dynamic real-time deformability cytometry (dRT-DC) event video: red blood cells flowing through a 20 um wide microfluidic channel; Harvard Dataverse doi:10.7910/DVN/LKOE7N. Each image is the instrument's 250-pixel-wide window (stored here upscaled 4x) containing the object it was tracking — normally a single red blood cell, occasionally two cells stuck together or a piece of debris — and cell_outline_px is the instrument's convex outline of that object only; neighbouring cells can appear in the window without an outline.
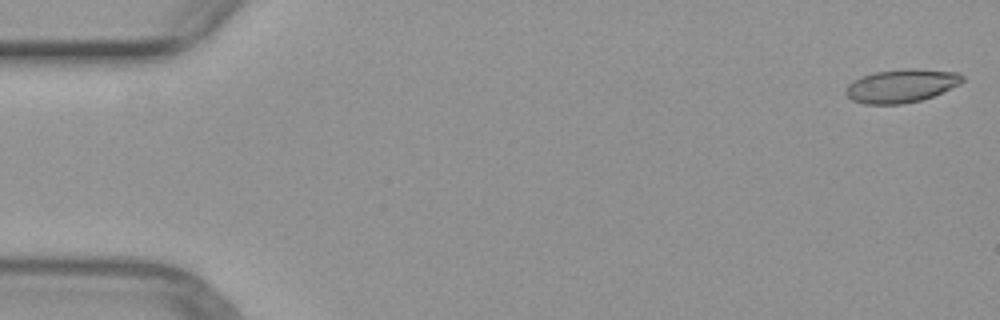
{"species": "common noctule bat (a hibernating species)", "species_latin": "Nyctalus noctula", "temperature_condition": "warm", "stored_images_in_passage": 51, "camera_frame_rate_fps": 3000, "um_per_image_px": 0.085, "animal": {"sex": "female", "body_mass_g": 29.2, "forearm_length_mm": 56.3}, "frame": {"image": 1, "passage_image": 1, "time_ms": 0.0, "image_size_px": [1000, 320], "cell_outline_px": [[964, 80], [960, 84], [932, 96], [920, 100], [900, 104], [864, 104], [852, 100], [844, 92], [844, 88], [852, 80], [876, 72], [904, 68], [916, 68], [960, 72], [964, 76]], "centroid_in_image_um": [76.62, 7.28], "position_along_channel_um": 8.4, "area_um2": 22.77}}
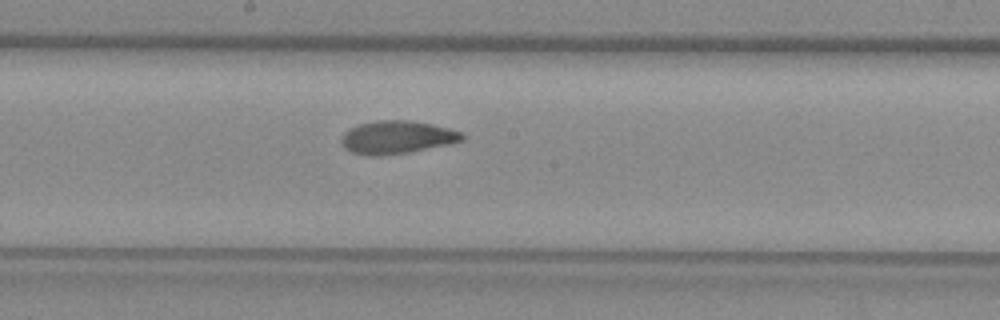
{"frame": {"image": 2, "passage_image": 27, "time_ms": 8.667, "image_size_px": [1000, 320], "cell_outline_px": [[464, 140], [452, 144], [408, 152], [380, 156], [368, 156], [352, 152], [344, 148], [340, 144], [340, 140], [344, 132], [356, 124], [376, 120], [412, 120], [432, 124], [448, 128], [460, 132], [464, 136]], "centroid_in_image_um": [33.71, 11.67], "position_along_channel_um": 214.5, "area_um2": 23.52}}
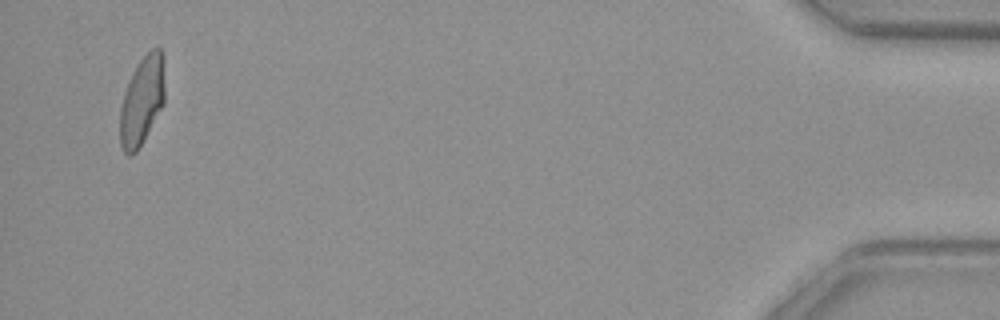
{"frame": {"image": 3, "passage_image": 49, "time_ms": 16.0, "image_size_px": [1000, 320], "cell_outline_px": [[164, 104], [136, 152], [128, 156], [124, 152], [120, 144], [120, 108], [124, 92], [128, 80], [132, 72], [140, 60], [152, 48], [160, 48], [164, 56]], "centroid_in_image_um": [12.07, 8.53], "position_along_channel_um": 423.1, "area_um2": 23.18}}